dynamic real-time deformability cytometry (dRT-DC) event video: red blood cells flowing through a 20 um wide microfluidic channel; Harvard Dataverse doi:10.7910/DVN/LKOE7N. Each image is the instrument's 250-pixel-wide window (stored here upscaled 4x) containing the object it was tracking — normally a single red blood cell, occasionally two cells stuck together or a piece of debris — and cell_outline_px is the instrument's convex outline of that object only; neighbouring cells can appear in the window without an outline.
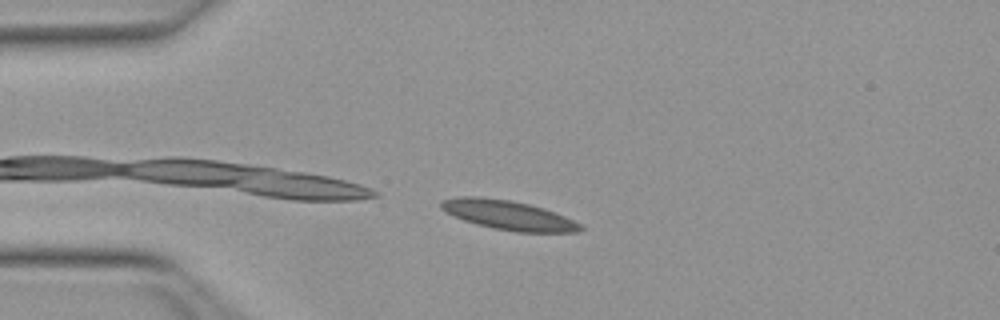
{"species": "Egyptian fruit bat (a non-hibernating species)", "species_latin": "Rousettus aegyptiacus", "temperature_condition": "warm", "stored_images_in_passage": 14, "camera_frame_rate_fps": 3000, "um_per_image_px": 0.085, "animal": {"sex": "female"}, "frame": {"image": 1, "passage_image": 10, "time_ms": 3.0, "image_size_px": [1000, 320], "cell_outline_px": [[240, 168], [232, 180], [208, 184], [160, 180], [172, 160], [192, 160], [224, 164]], "centroid_in_image_um": [16.91, 14.63], "position_along_channel_um": 68.1, "area_um2": 10.23}}